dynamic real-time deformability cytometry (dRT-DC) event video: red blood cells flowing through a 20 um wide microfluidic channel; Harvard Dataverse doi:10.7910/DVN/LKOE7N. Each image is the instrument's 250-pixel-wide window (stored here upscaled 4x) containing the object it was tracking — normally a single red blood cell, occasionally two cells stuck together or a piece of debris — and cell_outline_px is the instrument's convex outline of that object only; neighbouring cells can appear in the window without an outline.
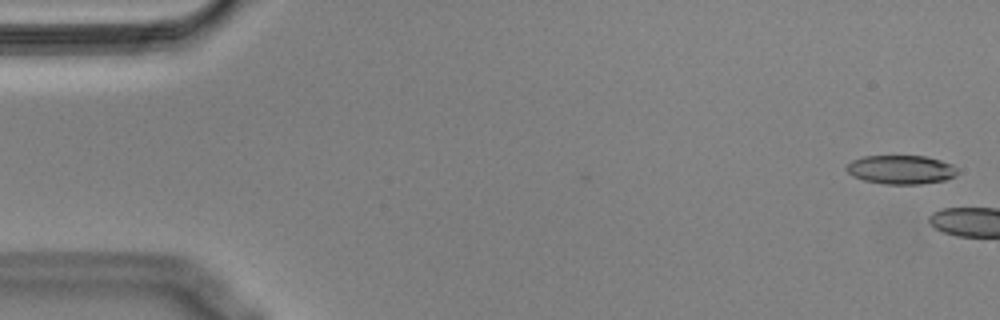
{"species": "Egyptian fruit bat (a non-hibernating species)", "species_latin": "Rousettus aegyptiacus", "temperature_condition": "cold", "stored_images_in_passage": 7, "camera_frame_rate_fps": 3000, "um_per_image_px": 0.085, "animal": {"sex": "male"}, "frame": {"image": 1, "passage_image": 1, "time_ms": 0.0, "image_size_px": [1000, 320], "cell_outline_px": [[956, 176], [944, 180], [920, 184], [888, 184], [864, 180], [852, 176], [844, 168], [852, 160], [864, 156], [924, 156], [940, 160], [952, 164], [956, 168]], "centroid_in_image_um": [76.56, 14.41], "position_along_channel_um": 8.4, "area_um2": 18.55}}